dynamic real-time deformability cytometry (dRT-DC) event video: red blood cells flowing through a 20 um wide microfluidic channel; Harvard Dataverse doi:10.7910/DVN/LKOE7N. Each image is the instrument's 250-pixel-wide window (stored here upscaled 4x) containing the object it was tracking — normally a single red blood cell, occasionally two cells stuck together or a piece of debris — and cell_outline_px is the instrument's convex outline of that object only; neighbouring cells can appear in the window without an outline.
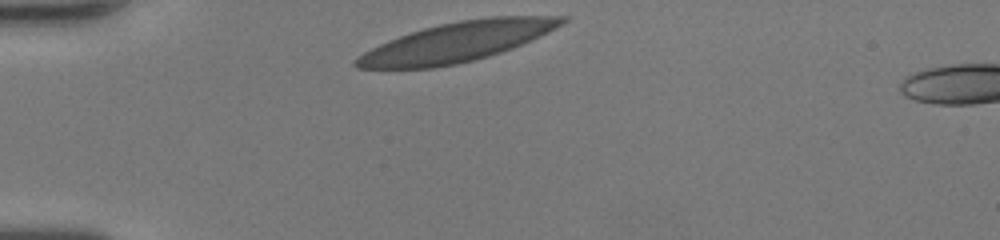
{"species": "human", "species_latin": "Homo sapiens", "temperature_condition": "room temperature", "stored_images_in_passage": 28, "camera_frame_rate_fps": 3000, "um_per_image_px": 0.085, "donor": {"sex": "female"}, "frame": {"image": 1, "passage_image": 1, "time_ms": 0.0, "image_size_px": [1000, 240], "cell_outline_px": [[568, 20], [548, 32], [540, 36], [512, 48], [488, 56], [456, 64], [432, 68], [356, 68], [352, 64], [352, 60], [364, 52], [388, 40], [424, 28], [440, 24], [460, 20], [492, 16], [568, 16]], "centroid_in_image_um": [38.83, 3.56], "position_along_channel_um": 46.2, "area_um2": 46.99}}
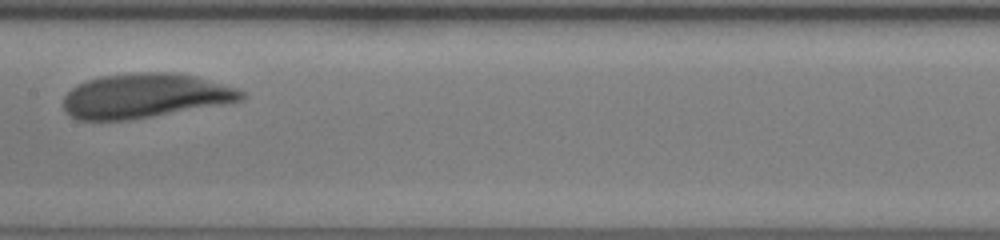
{"frame": {"image": 2, "passage_image": 14, "time_ms": 4.333, "image_size_px": [1000, 240], "cell_outline_px": [[244, 100], [232, 104], [128, 120], [76, 120], [64, 112], [64, 96], [72, 88], [88, 80], [100, 76], [132, 72], [172, 72], [196, 76], [236, 88], [244, 92]], "centroid_in_image_um": [12.36, 8.15], "position_along_channel_um": 195.0, "area_um2": 46.7}}
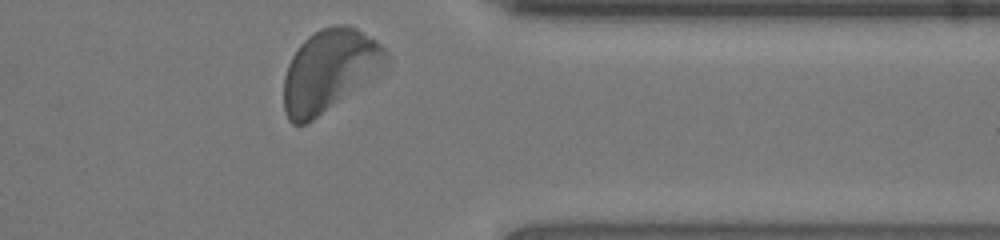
{"frame": {"image": 3, "passage_image": 28, "time_ms": 9.0, "image_size_px": [1000, 240], "cell_outline_px": [[388, 56], [308, 124], [292, 124], [288, 120], [284, 112], [284, 76], [288, 64], [292, 56], [300, 44], [308, 36], [320, 28], [332, 24], [348, 24], [356, 28], [376, 40], [384, 48]], "centroid_in_image_um": [27.82, 5.92], "position_along_channel_um": 383.6, "area_um2": 46.01}, "authors_computed_cell_mechanics": {"area_um2": 46.3267, "velocity_mm_per_s": 4.1603, "shape_relaxation_time_tau1_ms": 2.0318, "shape_relaxation_time_tau2_ms": 1.4791, "deformation_change_tau1": 0.124, "deformation_change_tau2": 0.074}}